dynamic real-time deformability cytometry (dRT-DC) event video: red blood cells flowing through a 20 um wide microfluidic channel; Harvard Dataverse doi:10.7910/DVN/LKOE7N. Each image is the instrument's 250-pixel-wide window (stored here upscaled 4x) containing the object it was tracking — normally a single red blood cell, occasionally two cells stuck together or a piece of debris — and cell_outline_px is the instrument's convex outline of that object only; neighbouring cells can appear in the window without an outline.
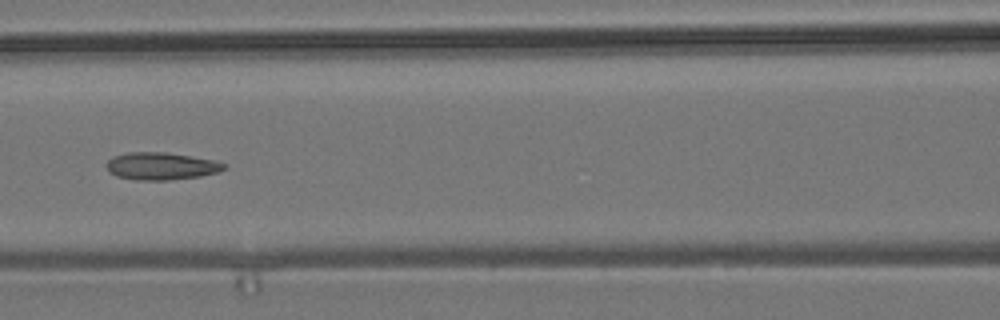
{"species": "common noctule bat (a hibernating species)", "species_latin": "Nyctalus noctula", "temperature_condition": "room temperature", "stored_images_in_passage": 5, "camera_frame_rate_fps": 3000, "um_per_image_px": 0.085, "animal": {"sex": "male", "body_mass_g": 19.2, "forearm_length_mm": 51.8}, "frame": {"image": 1, "passage_image": 5, "time_ms": 4.667, "image_size_px": [1000, 320], "cell_outline_px": [[228, 168], [216, 172], [200, 176], [168, 180], [140, 180], [116, 176], [108, 168], [108, 160], [112, 156], [128, 152], [168, 152], [212, 160], [224, 164]], "centroid_in_image_um": [13.7, 14.11], "position_along_channel_um": 152.9, "area_um2": 18.5}}